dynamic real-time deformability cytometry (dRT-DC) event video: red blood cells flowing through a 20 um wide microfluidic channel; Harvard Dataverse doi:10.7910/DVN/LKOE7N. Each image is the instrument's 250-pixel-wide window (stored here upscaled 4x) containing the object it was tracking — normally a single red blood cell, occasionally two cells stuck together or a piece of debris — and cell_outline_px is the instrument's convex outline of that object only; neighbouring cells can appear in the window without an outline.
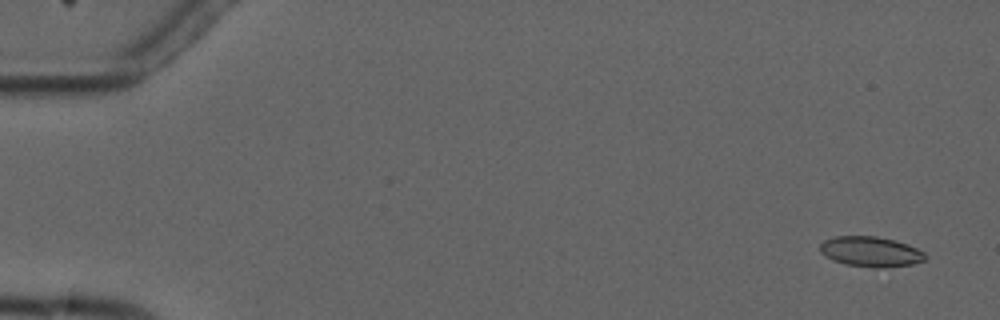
{"species": "common noctule bat (a hibernating species)", "species_latin": "Nyctalus noctula", "temperature_condition": "cold", "stored_images_in_passage": 5, "camera_frame_rate_fps": 3000, "um_per_image_px": 0.085, "animal": {"sex": "male", "forearm_length_mm": 52.5}, "frame": {"image": 1, "passage_image": 1, "time_ms": 0.0, "image_size_px": [1000, 320], "cell_outline_px": [[928, 256], [924, 260], [912, 264], [876, 268], [872, 268], [844, 264], [832, 260], [824, 256], [820, 252], [820, 244], [824, 240], [836, 236], [876, 236], [908, 244], [924, 252]], "centroid_in_image_um": [73.98, 21.39], "position_along_channel_um": 11.0, "area_um2": 18.55}}
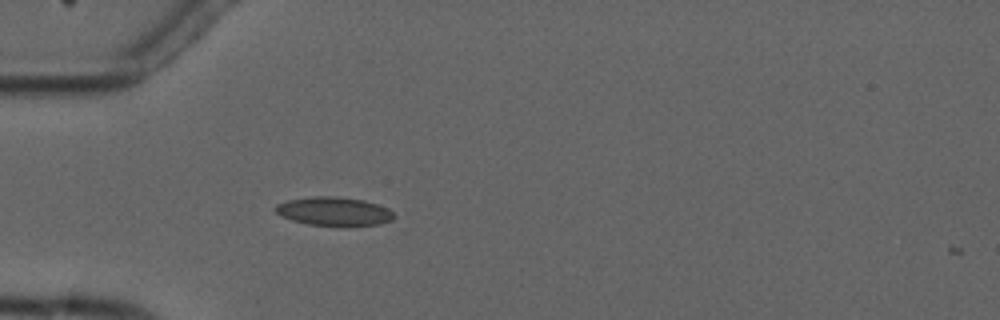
{"frame": {"image": 2, "passage_image": 4, "time_ms": 4.667, "image_size_px": [1000, 320], "cell_outline_px": [[392, 220], [380, 224], [348, 228], [344, 228], [308, 224], [292, 220], [280, 216], [276, 212], [276, 204], [288, 200], [312, 196], [336, 196], [364, 200], [388, 208], [392, 212]], "centroid_in_image_um": [28.39, 18.0], "position_along_channel_um": 56.6, "area_um2": 20.29}}